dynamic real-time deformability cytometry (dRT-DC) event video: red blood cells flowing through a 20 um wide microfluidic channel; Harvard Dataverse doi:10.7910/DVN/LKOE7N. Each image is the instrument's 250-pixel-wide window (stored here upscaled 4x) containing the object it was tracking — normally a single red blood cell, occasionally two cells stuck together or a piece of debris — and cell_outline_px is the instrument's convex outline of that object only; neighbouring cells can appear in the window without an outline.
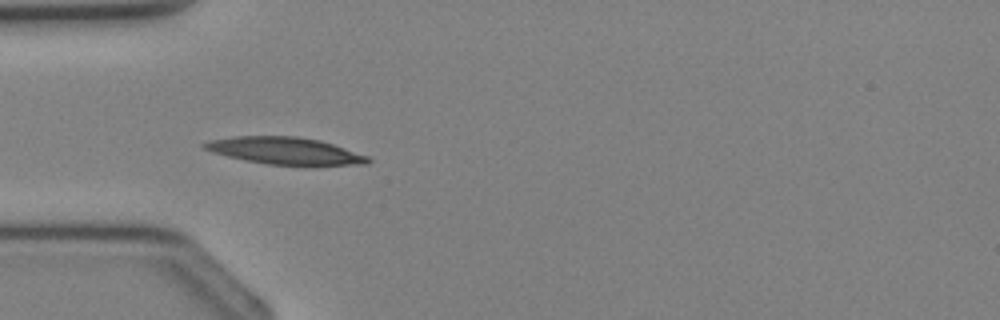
{"species": "Egyptian fruit bat (a non-hibernating species)", "species_latin": "Rousettus aegyptiacus", "temperature_condition": "cold", "stored_images_in_passage": 36, "camera_frame_rate_fps": 3000, "um_per_image_px": 0.085, "animal": {"sex": "female"}, "frame": {"image": 1, "passage_image": 11, "time_ms": 3.333, "image_size_px": [1000, 320], "cell_outline_px": [[372, 160], [368, 164], [316, 168], [304, 168], [268, 164], [244, 160], [212, 152], [204, 148], [200, 144], [208, 140], [232, 136], [296, 136], [320, 140], [368, 156]], "centroid_in_image_um": [24.31, 12.87], "position_along_channel_um": 60.7, "area_um2": 26.99}}
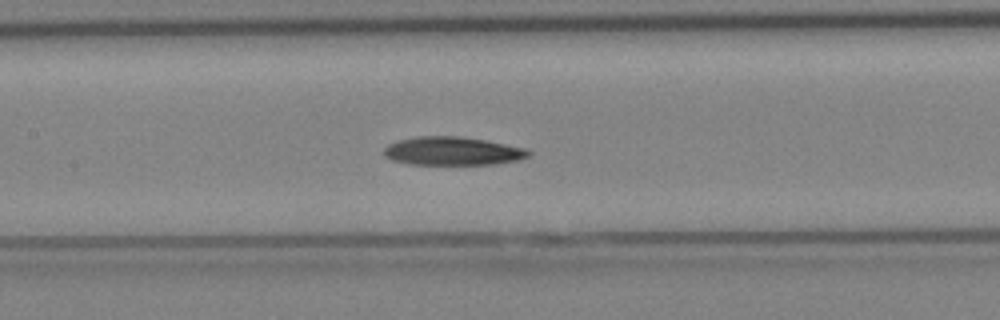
{"frame": {"image": 2, "passage_image": 17, "time_ms": 5.333, "image_size_px": [1000, 320], "cell_outline_px": [[532, 152], [528, 156], [516, 160], [492, 164], [408, 164], [392, 160], [384, 156], [384, 148], [388, 144], [400, 140], [416, 136], [460, 136], [484, 140], [528, 148]], "centroid_in_image_um": [38.45, 12.83], "position_along_channel_um": 168.9, "area_um2": 23.87}}
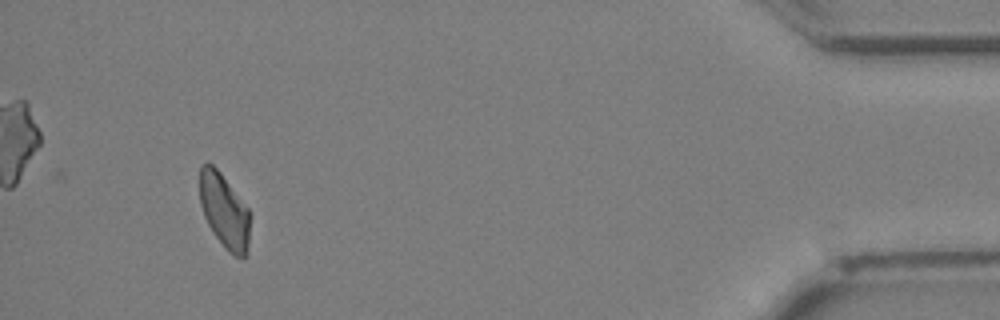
{"frame": {"image": 3, "passage_image": 34, "time_ms": 11.0, "image_size_px": [1000, 320], "cell_outline_px": [[248, 244], [244, 260], [232, 256], [228, 252], [216, 236], [208, 224], [204, 216], [200, 204], [200, 164], [212, 164], [220, 172], [248, 208]], "centroid_in_image_um": [19.05, 17.95], "position_along_channel_um": 416.2, "area_um2": 21.5}}